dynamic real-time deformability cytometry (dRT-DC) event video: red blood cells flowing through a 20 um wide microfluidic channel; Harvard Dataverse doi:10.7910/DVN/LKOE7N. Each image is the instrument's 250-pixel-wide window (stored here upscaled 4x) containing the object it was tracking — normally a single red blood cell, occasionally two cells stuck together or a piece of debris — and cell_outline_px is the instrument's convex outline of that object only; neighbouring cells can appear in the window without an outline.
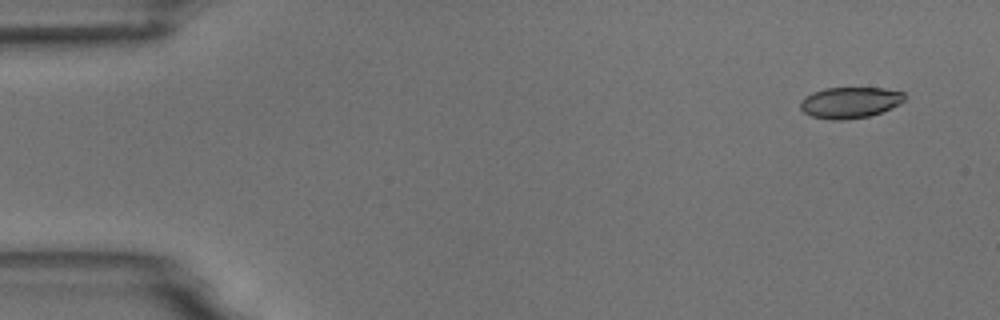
{"species": "common noctule bat (a hibernating species)", "species_latin": "Nyctalus noctula", "temperature_condition": "room temperature", "stored_images_in_passage": 6, "camera_frame_rate_fps": 3000, "um_per_image_px": 0.085, "animal": {"sex": "male", "body_mass_g": 18.8}, "frame": {"image": 1, "passage_image": 1, "time_ms": 0.0, "image_size_px": [1000, 320], "cell_outline_px": [[904, 100], [900, 104], [892, 108], [868, 116], [844, 120], [832, 120], [812, 116], [804, 112], [800, 108], [800, 100], [804, 96], [812, 92], [824, 88], [884, 88], [904, 92]], "centroid_in_image_um": [72.22, 8.71], "position_along_channel_um": 12.8, "area_um2": 18.96}}
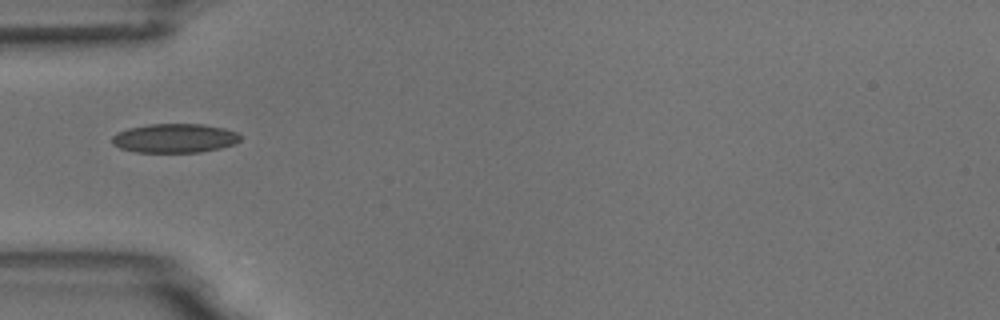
{"frame": {"image": 2, "passage_image": 5, "time_ms": 4.667, "image_size_px": [1000, 320], "cell_outline_px": [[240, 140], [236, 144], [220, 148], [200, 152], [136, 152], [120, 148], [112, 144], [112, 136], [116, 132], [128, 128], [148, 124], [204, 124], [224, 128], [236, 132], [240, 136]], "centroid_in_image_um": [14.83, 11.74], "position_along_channel_um": 70.2, "area_um2": 21.85}}